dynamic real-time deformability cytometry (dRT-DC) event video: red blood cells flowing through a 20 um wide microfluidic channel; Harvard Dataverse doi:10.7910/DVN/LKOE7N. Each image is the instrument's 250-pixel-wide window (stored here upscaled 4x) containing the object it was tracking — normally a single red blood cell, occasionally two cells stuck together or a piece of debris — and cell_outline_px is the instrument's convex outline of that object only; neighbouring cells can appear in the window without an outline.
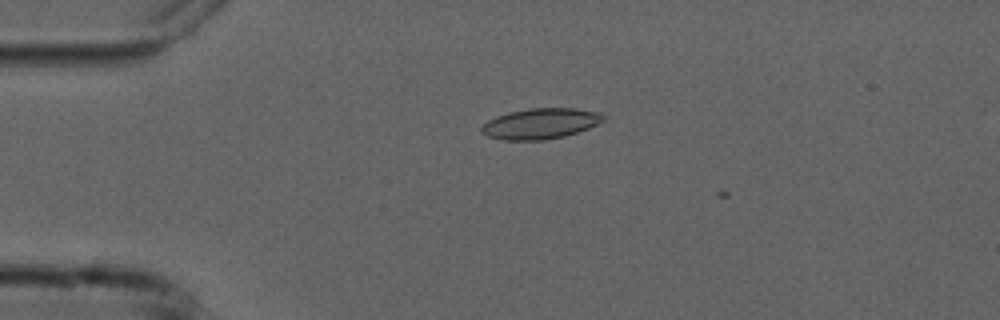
{"species": "common noctule bat (a hibernating species)", "species_latin": "Nyctalus noctula", "temperature_condition": "cold", "stored_images_in_passage": 3, "camera_frame_rate_fps": 3000, "um_per_image_px": 0.085, "animal": {"sex": "male", "forearm_length_mm": 52.5}, "frame": {"image": 1, "passage_image": 2, "time_ms": 1.333, "image_size_px": [1000, 320], "cell_outline_px": [[604, 120], [588, 128], [564, 136], [544, 140], [504, 140], [488, 136], [480, 132], [480, 128], [488, 120], [496, 116], [528, 108], [576, 108], [600, 112], [604, 116]], "centroid_in_image_um": [45.93, 10.5], "position_along_channel_um": 39.1, "area_um2": 21.62}}